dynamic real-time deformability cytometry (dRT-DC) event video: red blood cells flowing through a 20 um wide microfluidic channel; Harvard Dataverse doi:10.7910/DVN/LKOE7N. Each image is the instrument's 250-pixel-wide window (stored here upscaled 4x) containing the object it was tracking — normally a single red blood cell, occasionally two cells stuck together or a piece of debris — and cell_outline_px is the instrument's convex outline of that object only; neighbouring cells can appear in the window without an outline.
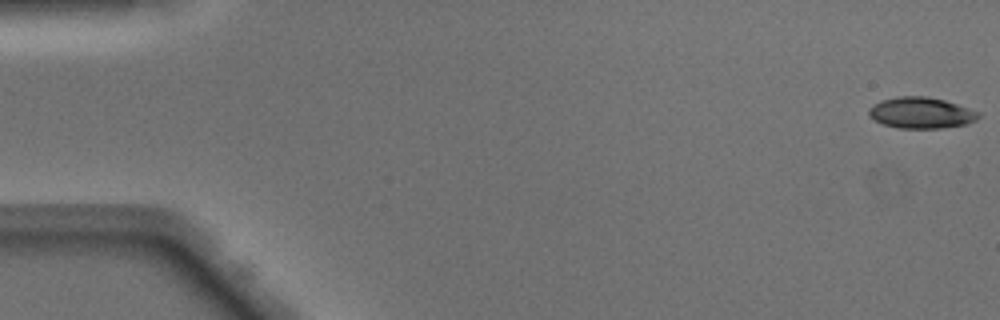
{"species": "Egyptian fruit bat (a non-hibernating species)", "species_latin": "Rousettus aegyptiacus", "temperature_condition": "warm", "stored_images_in_passage": 47, "camera_frame_rate_fps": 3000, "um_per_image_px": 0.085, "animal": {"sex": "male"}, "frame": {"image": 1, "passage_image": 1, "time_ms": 0.0, "image_size_px": [1000, 320], "cell_outline_px": [[980, 116], [976, 120], [968, 124], [940, 128], [900, 128], [884, 124], [868, 116], [868, 108], [872, 104], [880, 100], [896, 96], [928, 96], [944, 100], [980, 112]], "centroid_in_image_um": [78.27, 9.58], "position_along_channel_um": 6.7, "area_um2": 20.0}}
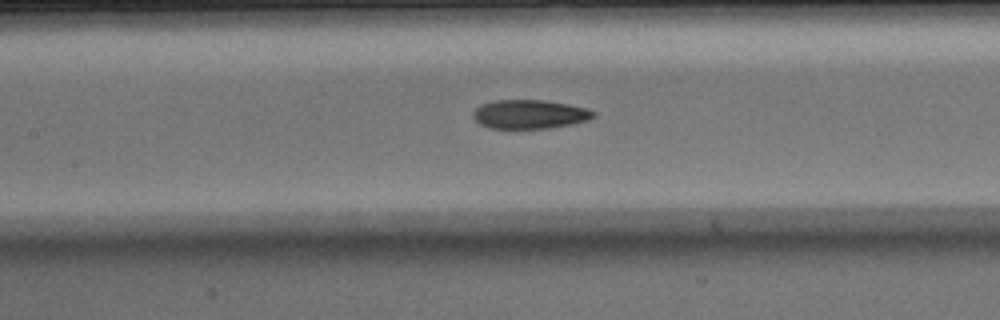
{"frame": {"image": 2, "passage_image": 23, "time_ms": 7.333, "image_size_px": [1000, 320], "cell_outline_px": [[596, 116], [588, 120], [572, 124], [548, 128], [492, 128], [480, 124], [472, 116], [472, 112], [480, 104], [496, 100], [544, 100], [568, 104], [584, 108], [596, 112]], "centroid_in_image_um": [45.01, 9.7], "position_along_channel_um": 162.4, "area_um2": 20.23}}
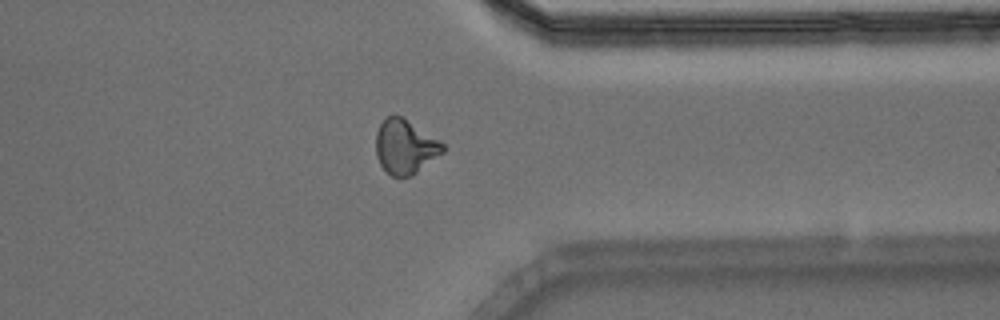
{"frame": {"image": 3, "passage_image": 39, "time_ms": 12.667, "image_size_px": [1000, 320], "cell_outline_px": [[444, 152], [412, 176], [392, 176], [380, 164], [376, 156], [376, 132], [380, 124], [388, 116], [400, 116], [440, 140], [444, 144]], "centroid_in_image_um": [34.44, 12.49], "position_along_channel_um": 377.0, "area_um2": 20.92}}